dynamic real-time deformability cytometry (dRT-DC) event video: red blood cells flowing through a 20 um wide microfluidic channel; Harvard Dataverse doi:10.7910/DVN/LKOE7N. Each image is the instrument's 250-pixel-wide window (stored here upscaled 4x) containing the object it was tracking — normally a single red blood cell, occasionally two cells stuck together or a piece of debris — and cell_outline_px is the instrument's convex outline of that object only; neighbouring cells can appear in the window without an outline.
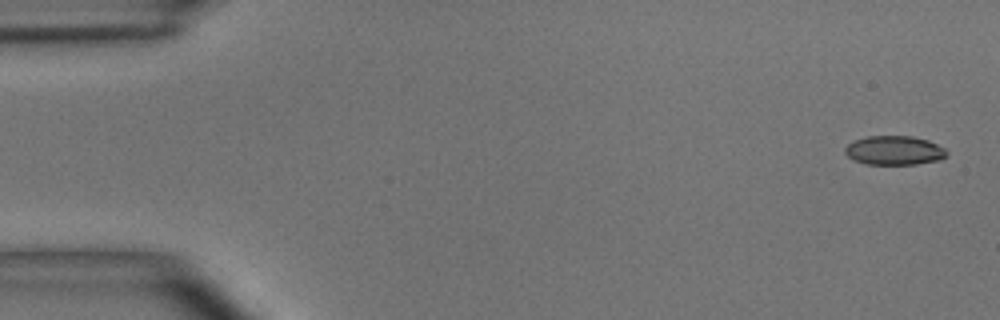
{"species": "common noctule bat (a hibernating species)", "species_latin": "Nyctalus noctula", "temperature_condition": "room temperature", "stored_images_in_passage": 5, "camera_frame_rate_fps": 3000, "um_per_image_px": 0.085, "animal": {"sex": "male", "body_mass_g": 15.6}, "frame": {"image": 1, "passage_image": 5, "time_ms": 4.667, "image_size_px": [1000, 320], "cell_outline_px": [[948, 156], [940, 160], [916, 164], [864, 164], [852, 160], [844, 152], [844, 148], [852, 140], [868, 136], [912, 136], [928, 140], [944, 148], [948, 152]], "centroid_in_image_um": [76.0, 12.79], "position_along_channel_um": 9.0, "area_um2": 17.46}}